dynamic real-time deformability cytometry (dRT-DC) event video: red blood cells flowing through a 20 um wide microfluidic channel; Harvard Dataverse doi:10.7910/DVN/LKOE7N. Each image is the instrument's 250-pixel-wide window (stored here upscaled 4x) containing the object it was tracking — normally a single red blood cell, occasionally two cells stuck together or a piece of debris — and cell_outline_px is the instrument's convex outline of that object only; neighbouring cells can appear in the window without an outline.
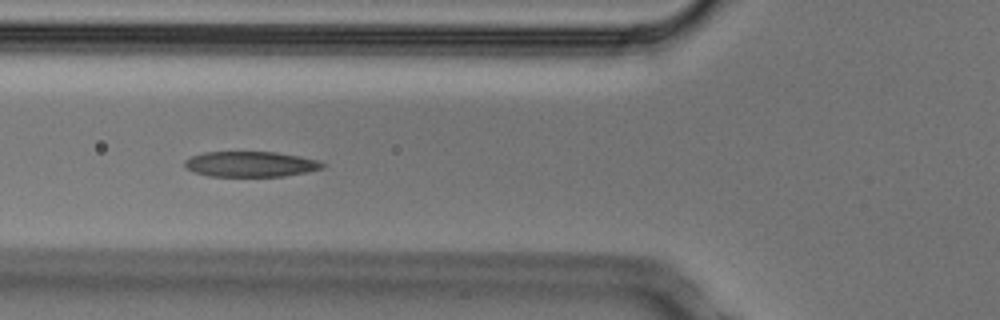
{"species": "Egyptian fruit bat (a non-hibernating species)", "species_latin": "Rousettus aegyptiacus", "temperature_condition": "cold", "stored_images_in_passage": 53, "camera_frame_rate_fps": 3000, "um_per_image_px": 0.085, "animal": {"sex": "male"}, "frame": {"image": 1, "passage_image": 18, "time_ms": 5.667, "image_size_px": [1000, 320], "cell_outline_px": [[324, 168], [308, 172], [284, 176], [208, 176], [192, 172], [184, 168], [184, 160], [192, 156], [204, 152], [276, 152], [300, 156], [316, 160], [324, 164]], "centroid_in_image_um": [21.26, 13.95], "position_along_channel_um": 104.5, "area_um2": 20.52}}
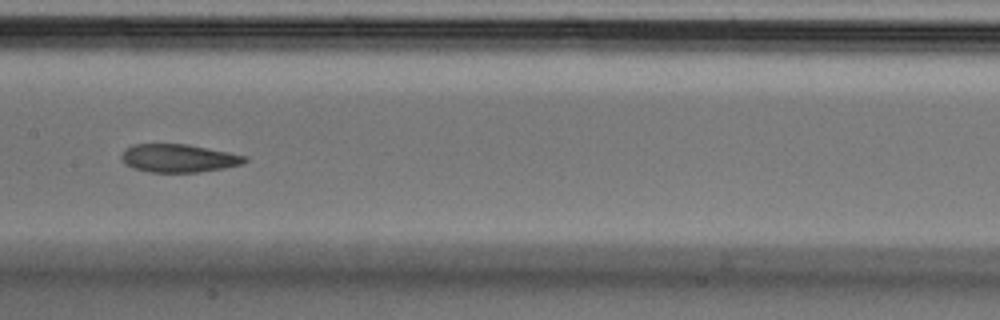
{"frame": {"image": 2, "passage_image": 25, "time_ms": 8.0, "image_size_px": [1000, 320], "cell_outline_px": [[248, 160], [244, 164], [224, 168], [196, 172], [148, 172], [132, 168], [124, 164], [120, 156], [124, 148], [132, 144], [188, 144], [248, 156]], "centroid_in_image_um": [15.16, 13.44], "position_along_channel_um": 192.2, "area_um2": 20.46}}
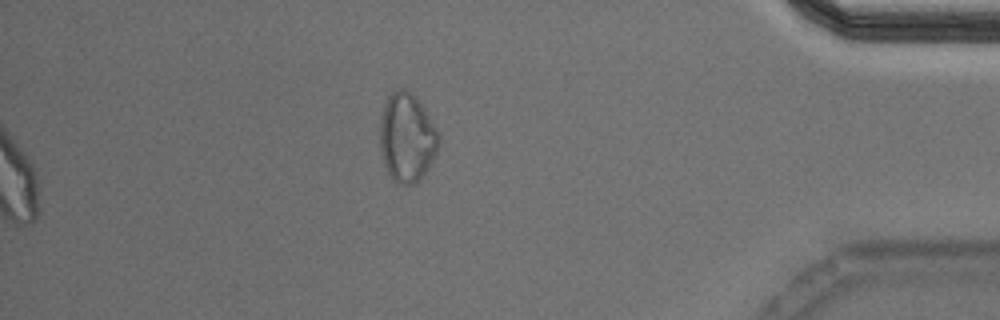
{"frame": {"image": 3, "passage_image": 53, "time_ms": 17.333, "image_size_px": [1000, 320], "cell_outline_px": [[440, 144], [432, 160], [420, 180], [416, 184], [396, 184], [392, 180], [384, 164], [380, 152], [380, 116], [384, 104], [388, 96], [392, 92], [400, 88], [404, 88], [416, 96], [436, 128], [440, 136]], "centroid_in_image_um": [34.57, 11.7], "position_along_channel_um": 400.6, "area_um2": 30.63}, "authors_computed_cell_mechanics": {"area_um2": 21.6172, "velocity_mm_per_s": 3.7314, "shape_relaxation_time_tau1_ms": 8.6107, "shape_relaxation_time_tau2_ms": 2.8023, "deformation_change_tau1": 0.1995, "deformation_change_tau2": 0.0924}}